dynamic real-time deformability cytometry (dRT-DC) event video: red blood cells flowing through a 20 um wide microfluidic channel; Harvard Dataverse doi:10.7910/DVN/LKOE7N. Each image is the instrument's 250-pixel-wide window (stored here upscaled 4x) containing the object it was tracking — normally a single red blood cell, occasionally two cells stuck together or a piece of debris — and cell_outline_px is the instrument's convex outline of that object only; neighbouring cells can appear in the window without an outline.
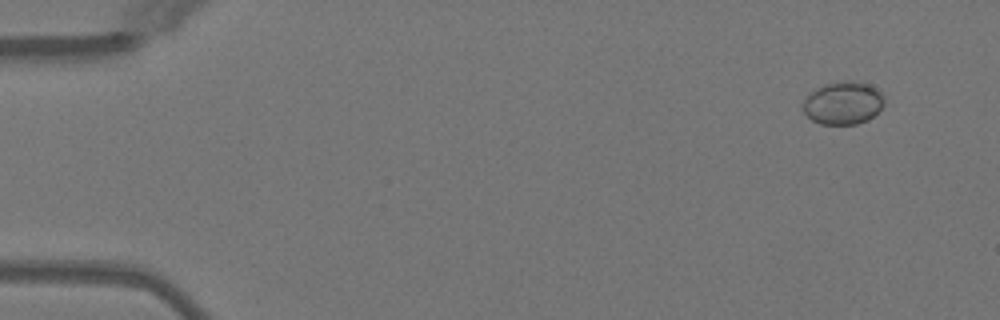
{"species": "Egyptian fruit bat (a non-hibernating species)", "species_latin": "Rousettus aegyptiacus", "temperature_condition": "warm", "stored_images_in_passage": 23, "camera_frame_rate_fps": 3000, "um_per_image_px": 0.085, "animal": {"sex": "female"}, "frame": {"image": 1, "passage_image": 1, "time_ms": 0.0, "image_size_px": [1000, 320], "cell_outline_px": [[884, 104], [868, 120], [856, 124], [820, 124], [812, 120], [804, 112], [804, 100], [816, 88], [824, 84], [848, 80], [868, 84], [880, 92], [884, 96]], "centroid_in_image_um": [71.67, 8.76], "position_along_channel_um": 13.3, "area_um2": 20.0}}
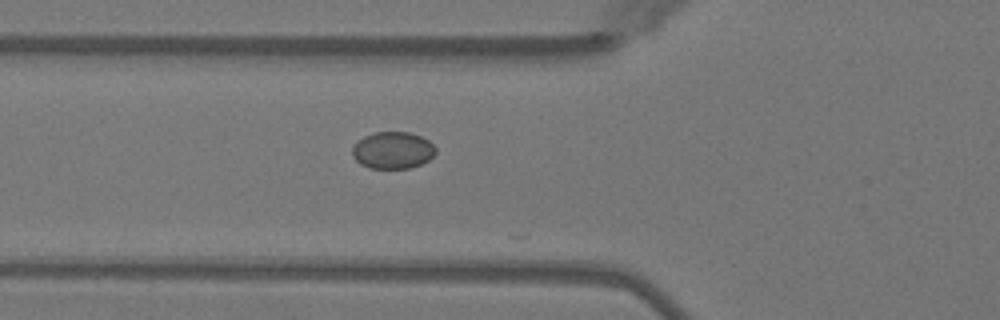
{"frame": {"image": 2, "passage_image": 16, "time_ms": 5.0, "image_size_px": [1000, 320], "cell_outline_px": [[436, 152], [428, 160], [420, 164], [408, 168], [368, 168], [360, 164], [352, 156], [352, 148], [356, 140], [364, 136], [376, 132], [408, 132], [420, 136], [428, 140], [436, 148]], "centroid_in_image_um": [33.35, 12.77], "position_along_channel_um": 92.5, "area_um2": 17.98}}
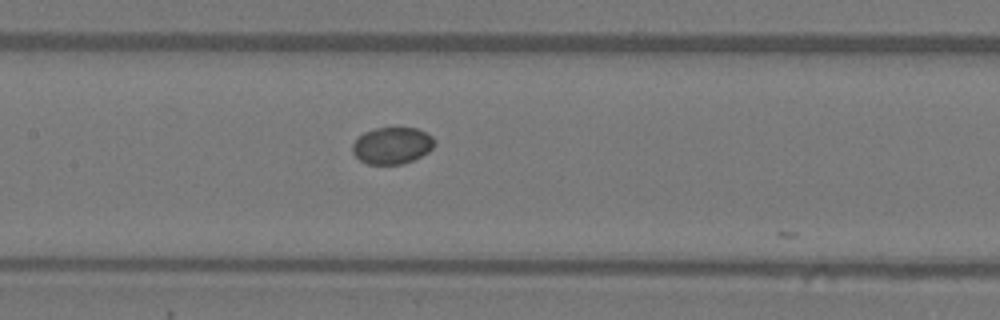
{"frame": {"image": 3, "passage_image": 22, "time_ms": 7.0, "image_size_px": [1000, 320], "cell_outline_px": [[436, 144], [428, 152], [412, 160], [400, 164], [368, 164], [360, 160], [352, 152], [352, 144], [364, 132], [376, 128], [416, 128], [432, 136], [436, 140]], "centroid_in_image_um": [33.34, 12.37], "position_along_channel_um": 174.1, "area_um2": 17.46}}